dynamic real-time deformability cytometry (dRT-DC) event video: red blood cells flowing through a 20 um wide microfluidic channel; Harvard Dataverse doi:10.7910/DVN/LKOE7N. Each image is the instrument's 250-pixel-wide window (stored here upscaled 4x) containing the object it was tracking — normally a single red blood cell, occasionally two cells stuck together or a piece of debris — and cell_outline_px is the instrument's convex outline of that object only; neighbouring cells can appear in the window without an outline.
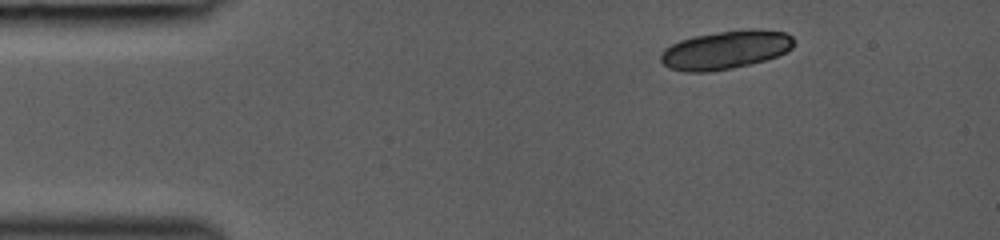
{"species": "common noctule bat (a hibernating species)", "species_latin": "Nyctalus noctula", "temperature_condition": "room temperature", "stored_images_in_passage": 19, "segment_of_instrument_passage": [1, 2], "camera_frame_rate_fps": 3000, "um_per_image_px": 0.085, "animal": {"sex": "female", "body_mass_g": 19.0, "forearm_length_mm": 53.3}, "frame": {"image": 1, "passage_image": 1, "time_ms": 0.0, "image_size_px": [1000, 240], "cell_outline_px": [[792, 48], [788, 52], [764, 60], [732, 68], [708, 72], [688, 72], [668, 68], [660, 60], [660, 52], [664, 48], [680, 40], [696, 36], [720, 32], [752, 28], [784, 32], [792, 36]], "centroid_in_image_um": [61.65, 4.24], "position_along_channel_um": 23.4, "area_um2": 29.65}}